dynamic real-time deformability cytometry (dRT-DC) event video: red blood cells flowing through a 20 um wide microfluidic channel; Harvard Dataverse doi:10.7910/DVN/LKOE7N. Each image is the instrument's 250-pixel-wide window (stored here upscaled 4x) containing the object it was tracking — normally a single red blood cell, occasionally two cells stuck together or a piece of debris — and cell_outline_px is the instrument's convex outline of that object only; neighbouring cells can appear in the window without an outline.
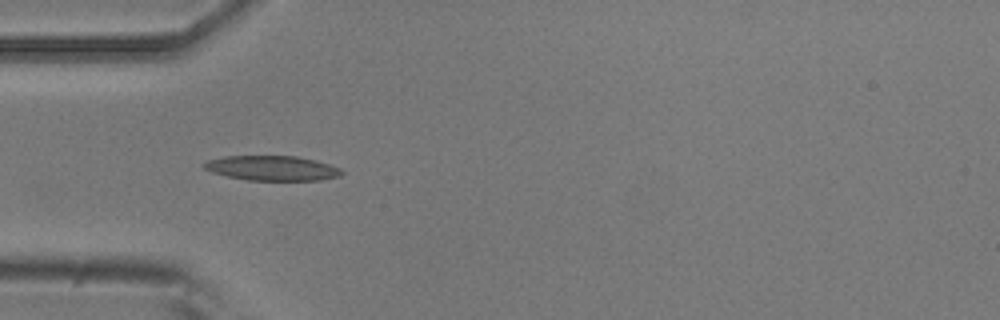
{"species": "common noctule bat (a hibernating species)", "species_latin": "Nyctalus noctula", "temperature_condition": "room temperature", "stored_images_in_passage": 5, "camera_frame_rate_fps": 3000, "um_per_image_px": 0.085, "animal": {"sex": "male", "body_mass_g": 20.5, "forearm_length_mm": 52.5}, "frame": {"image": 1, "passage_image": 3, "time_ms": 0.667, "image_size_px": [1000, 320], "cell_outline_px": [[344, 172], [340, 176], [320, 180], [248, 180], [228, 176], [212, 172], [204, 168], [204, 164], [208, 160], [224, 156], [296, 156], [316, 160], [340, 168]], "centroid_in_image_um": [23.16, 14.29], "position_along_channel_um": 61.8, "area_um2": 19.77}}
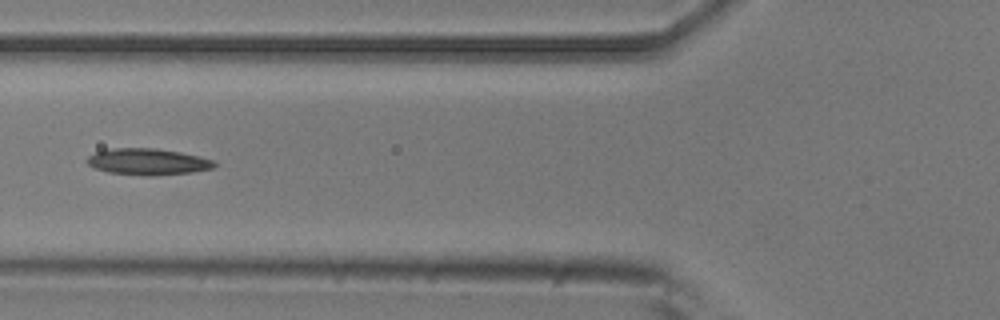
{"frame": {"image": 2, "passage_image": 4, "time_ms": 1.0, "image_size_px": [1000, 320], "cell_outline_px": [[216, 164], [212, 168], [192, 172], [148, 176], [108, 172], [96, 168], [88, 164], [88, 156], [96, 152], [112, 148], [156, 148], [180, 152], [200, 156], [216, 160]], "centroid_in_image_um": [12.6, 13.74], "position_along_channel_um": 113.2, "area_um2": 19.48}}
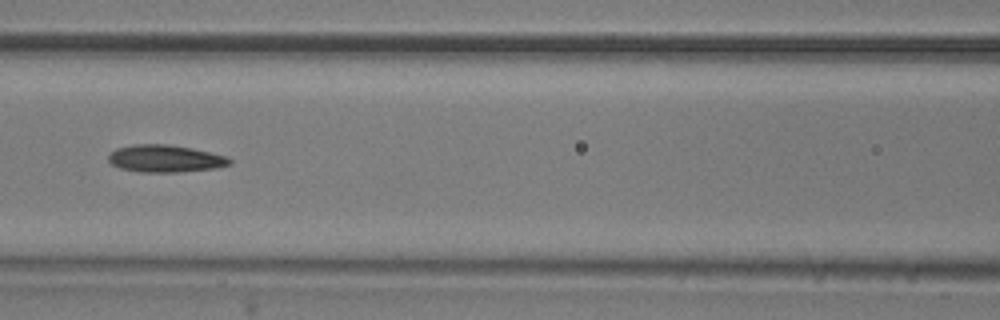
{"frame": {"image": 3, "passage_image": 5, "time_ms": 1.333, "image_size_px": [1000, 320], "cell_outline_px": [[232, 164], [216, 168], [176, 172], [140, 172], [120, 168], [112, 164], [108, 160], [108, 156], [116, 148], [132, 144], [168, 144], [192, 148], [224, 156], [232, 160]], "centroid_in_image_um": [14.02, 13.48], "position_along_channel_um": 152.6, "area_um2": 19.19}}